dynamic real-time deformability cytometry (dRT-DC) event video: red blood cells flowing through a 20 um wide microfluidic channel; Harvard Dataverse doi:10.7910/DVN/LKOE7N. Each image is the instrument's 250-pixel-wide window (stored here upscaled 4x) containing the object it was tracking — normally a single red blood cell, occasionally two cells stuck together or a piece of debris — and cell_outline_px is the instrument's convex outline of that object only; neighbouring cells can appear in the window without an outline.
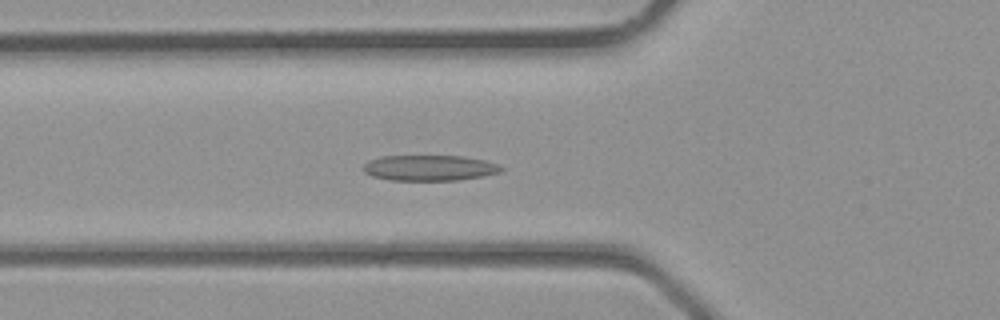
{"species": "common noctule bat (a hibernating species)", "species_latin": "Nyctalus noctula", "temperature_condition": "room temperature", "stored_images_in_passage": 37, "camera_frame_rate_fps": 3000, "um_per_image_px": 0.085, "animal": {"sex": "male", "body_mass_g": 23.1, "forearm_length_mm": 52.7}, "frame": {"image": 1, "passage_image": 13, "time_ms": 4.0, "image_size_px": [1000, 320], "cell_outline_px": [[504, 168], [500, 172], [484, 176], [460, 180], [388, 180], [372, 176], [364, 172], [364, 164], [368, 160], [380, 156], [464, 156], [484, 160], [496, 164]], "centroid_in_image_um": [36.49, 14.27], "position_along_channel_um": 89.3, "area_um2": 20.63}}
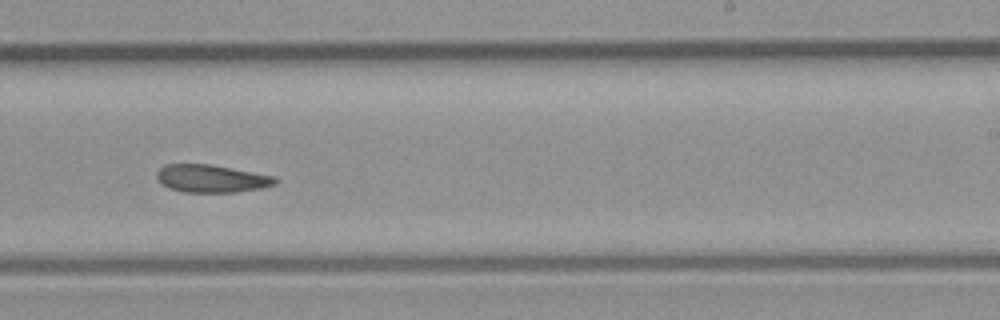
{"frame": {"image": 2, "passage_image": 23, "time_ms": 7.333, "image_size_px": [1000, 320], "cell_outline_px": [[276, 184], [260, 188], [236, 192], [184, 192], [168, 188], [156, 176], [156, 172], [164, 164], [208, 164], [276, 176]], "centroid_in_image_um": [17.96, 15.17], "position_along_channel_um": 271.0, "area_um2": 18.96}}
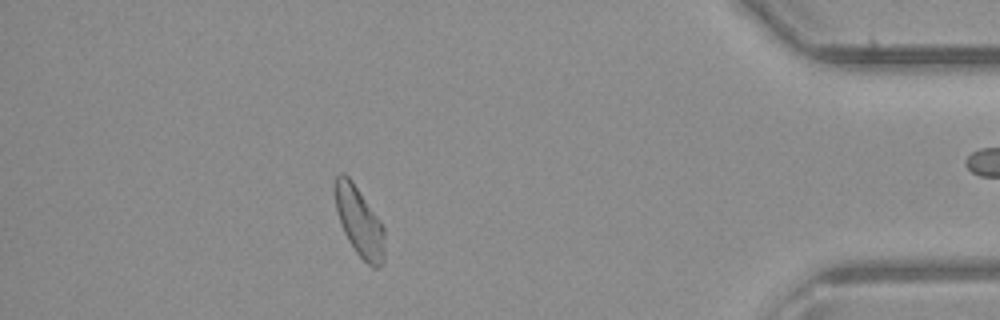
{"frame": {"image": 3, "passage_image": 33, "time_ms": 10.667, "image_size_px": [1000, 320], "cell_outline_px": [[384, 264], [376, 268], [372, 268], [356, 252], [348, 240], [340, 224], [336, 208], [336, 176], [340, 172], [344, 172], [352, 180], [380, 220], [384, 228]], "centroid_in_image_um": [30.57, 18.87], "position_along_channel_um": 404.6, "area_um2": 19.94}}